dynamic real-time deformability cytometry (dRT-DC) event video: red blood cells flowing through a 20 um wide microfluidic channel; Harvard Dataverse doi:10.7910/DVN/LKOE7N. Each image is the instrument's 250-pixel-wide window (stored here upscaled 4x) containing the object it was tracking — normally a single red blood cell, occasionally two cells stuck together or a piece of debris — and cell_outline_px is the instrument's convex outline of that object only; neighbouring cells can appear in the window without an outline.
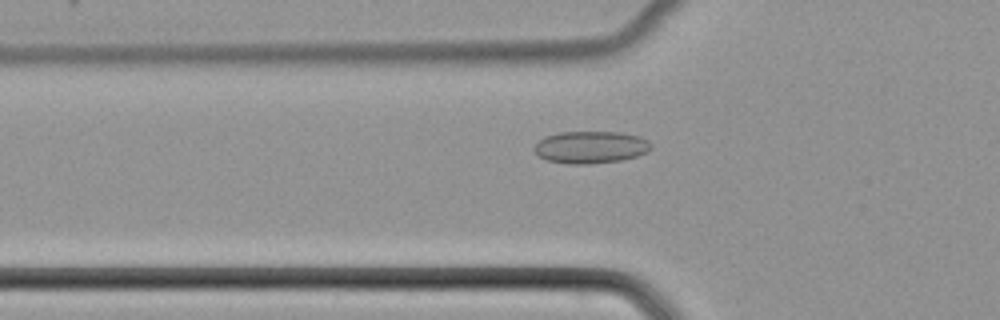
{"species": "common noctule bat (a hibernating species)", "species_latin": "Nyctalus noctula", "temperature_condition": "cold", "stored_images_in_passage": 51, "camera_frame_rate_fps": 3000, "um_per_image_px": 0.085, "animal": {"sex": "female", "body_mass_g": 22.7, "forearm_length_mm": 54.2}, "frame": {"image": 1, "passage_image": 18, "time_ms": 5.667, "image_size_px": [1000, 320], "cell_outline_px": [[652, 148], [648, 152], [636, 156], [620, 160], [588, 164], [568, 164], [548, 160], [536, 156], [532, 148], [544, 136], [560, 132], [620, 132], [640, 136], [648, 140], [652, 144]], "centroid_in_image_um": [50.19, 12.51], "position_along_channel_um": 75.6, "area_um2": 22.14}}
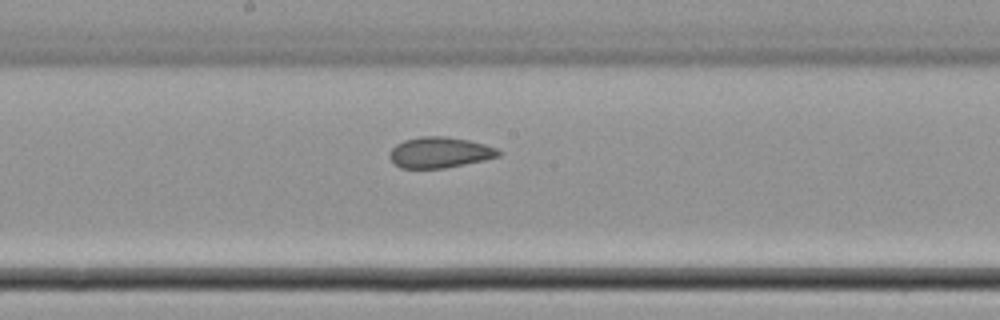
{"frame": {"image": 2, "passage_image": 28, "time_ms": 9.0, "image_size_px": [1000, 320], "cell_outline_px": [[500, 156], [484, 160], [444, 168], [400, 168], [388, 156], [388, 152], [396, 144], [404, 140], [420, 136], [444, 136], [468, 140], [484, 144], [496, 148], [500, 152]], "centroid_in_image_um": [37.34, 12.95], "position_along_channel_um": 210.9, "area_um2": 19.48}}
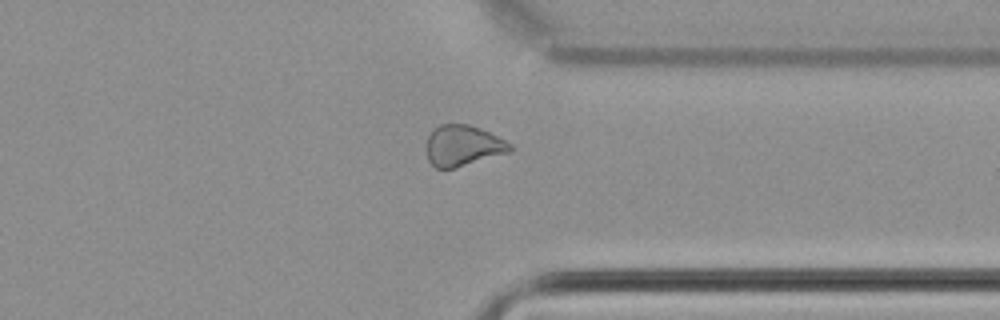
{"frame": {"image": 3, "passage_image": 40, "time_ms": 13.0, "image_size_px": [1000, 320], "cell_outline_px": [[512, 152], [452, 168], [436, 168], [428, 160], [428, 136], [432, 128], [440, 124], [468, 124], [488, 132], [512, 144]], "centroid_in_image_um": [39.36, 12.37], "position_along_channel_um": 372.0, "area_um2": 19.65}}